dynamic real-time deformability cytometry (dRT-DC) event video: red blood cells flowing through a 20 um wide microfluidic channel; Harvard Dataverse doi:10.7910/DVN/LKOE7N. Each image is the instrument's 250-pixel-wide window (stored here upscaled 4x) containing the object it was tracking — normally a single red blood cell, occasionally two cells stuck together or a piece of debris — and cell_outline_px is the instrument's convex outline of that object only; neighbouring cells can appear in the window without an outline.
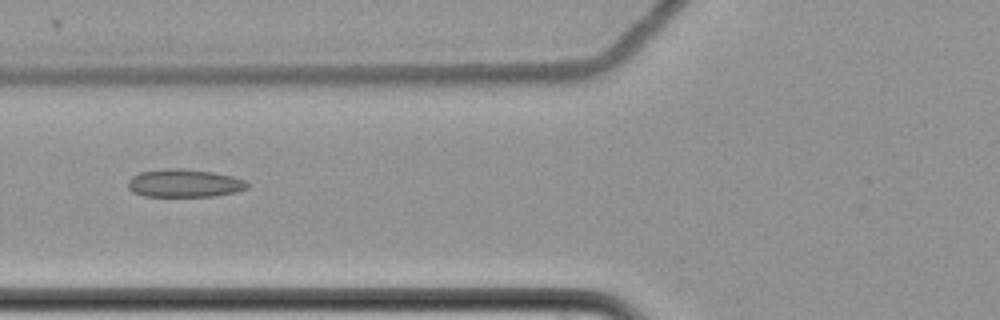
{"species": "common noctule bat (a hibernating species)", "species_latin": "Nyctalus noctula", "temperature_condition": "cold", "stored_images_in_passage": 14, "camera_frame_rate_fps": 3000, "um_per_image_px": 0.085, "animal": {"sex": "female", "body_mass_g": 22.7, "forearm_length_mm": 54.2}, "frame": {"image": 1, "passage_image": 6, "time_ms": 1.667, "image_size_px": [1000, 320], "cell_outline_px": [[248, 188], [236, 192], [212, 196], [144, 196], [132, 192], [128, 188], [128, 180], [132, 176], [140, 172], [168, 168], [180, 168], [212, 172], [232, 176], [244, 180], [248, 184]], "centroid_in_image_um": [15.65, 15.57], "position_along_channel_um": 110.2, "area_um2": 19.42}}
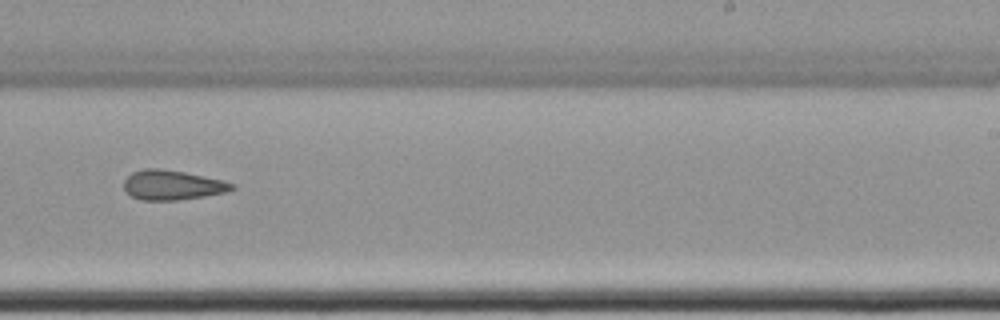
{"frame": {"image": 2, "passage_image": 10, "time_ms": 3.0, "image_size_px": [1000, 320], "cell_outline_px": [[236, 188], [228, 192], [204, 196], [176, 200], [140, 200], [124, 192], [124, 180], [132, 172], [144, 168], [160, 168], [184, 172], [224, 180], [236, 184]], "centroid_in_image_um": [14.66, 15.73], "position_along_channel_um": 274.3, "area_um2": 18.9}}
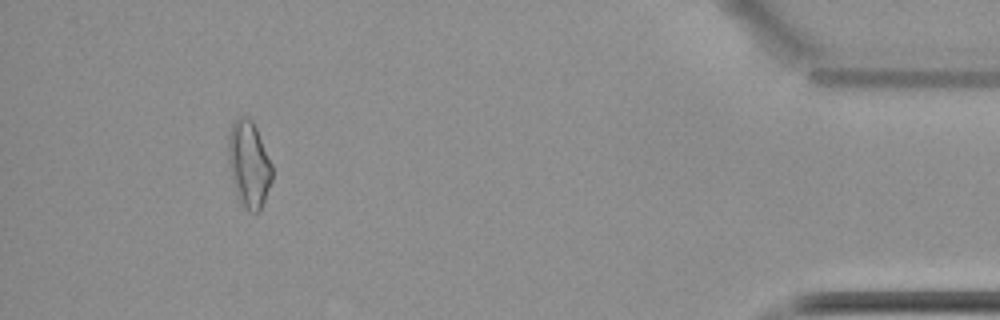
{"frame": {"image": 3, "passage_image": 14, "time_ms": 4.333, "image_size_px": [1000, 320], "cell_outline_px": [[272, 180], [260, 212], [248, 212], [240, 204], [236, 196], [228, 160], [228, 136], [232, 124], [236, 116], [244, 116], [252, 120], [256, 128], [272, 164]], "centroid_in_image_um": [21.15, 13.98], "position_along_channel_um": 414.1, "area_um2": 22.25}}